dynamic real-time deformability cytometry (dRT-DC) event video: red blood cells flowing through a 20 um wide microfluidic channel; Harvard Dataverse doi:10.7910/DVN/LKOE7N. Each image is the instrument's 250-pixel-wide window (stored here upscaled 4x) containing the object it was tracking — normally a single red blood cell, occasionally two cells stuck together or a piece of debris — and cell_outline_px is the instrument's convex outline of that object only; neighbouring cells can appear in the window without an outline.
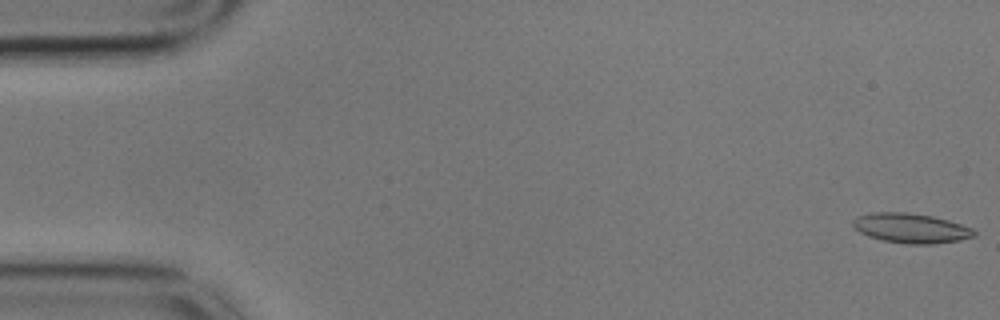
{"species": "common noctule bat (a hibernating species)", "species_latin": "Nyctalus noctula", "temperature_condition": "cold", "stored_images_in_passage": 34, "camera_frame_rate_fps": 3000, "um_per_image_px": 0.085, "animal": {"sex": "male", "body_mass_g": 17.9}, "frame": {"image": 1, "passage_image": 1, "time_ms": 0.0, "image_size_px": [1000, 320], "cell_outline_px": [[976, 236], [960, 240], [936, 244], [904, 244], [884, 240], [868, 236], [860, 232], [852, 224], [852, 220], [856, 216], [872, 212], [904, 212], [932, 216], [948, 220], [972, 228], [976, 232]], "centroid_in_image_um": [77.43, 19.39], "position_along_channel_um": 7.6, "area_um2": 21.04}}
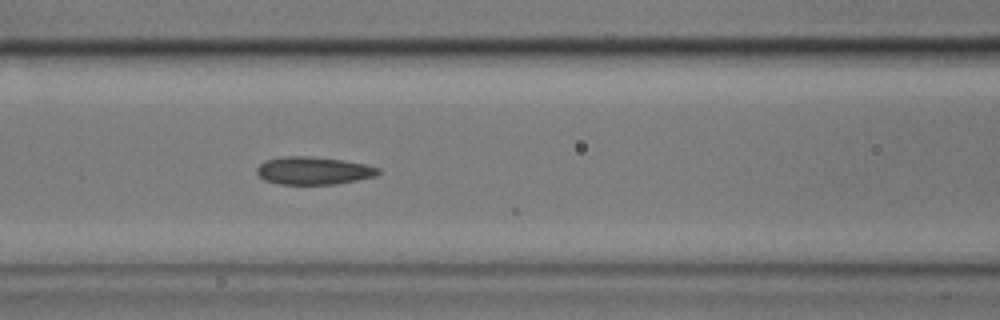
{"frame": {"image": 2, "passage_image": 23, "time_ms": 7.333, "image_size_px": [1000, 320], "cell_outline_px": [[380, 172], [376, 176], [336, 184], [280, 184], [264, 180], [256, 172], [256, 168], [264, 160], [284, 156], [308, 156], [344, 160], [368, 164], [380, 168]], "centroid_in_image_um": [26.66, 14.5], "position_along_channel_um": 139.9, "area_um2": 19.77}}
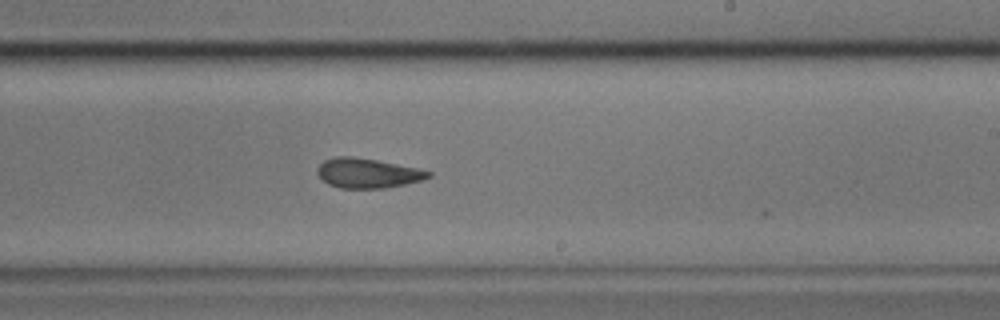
{"frame": {"image": 3, "passage_image": 33, "time_ms": 10.667, "image_size_px": [1000, 320], "cell_outline_px": [[432, 176], [420, 180], [404, 184], [384, 188], [340, 188], [328, 184], [316, 172], [316, 168], [324, 160], [336, 156], [352, 156], [376, 160], [420, 168], [432, 172]], "centroid_in_image_um": [31.24, 14.71], "position_along_channel_um": 257.8, "area_um2": 19.19}}